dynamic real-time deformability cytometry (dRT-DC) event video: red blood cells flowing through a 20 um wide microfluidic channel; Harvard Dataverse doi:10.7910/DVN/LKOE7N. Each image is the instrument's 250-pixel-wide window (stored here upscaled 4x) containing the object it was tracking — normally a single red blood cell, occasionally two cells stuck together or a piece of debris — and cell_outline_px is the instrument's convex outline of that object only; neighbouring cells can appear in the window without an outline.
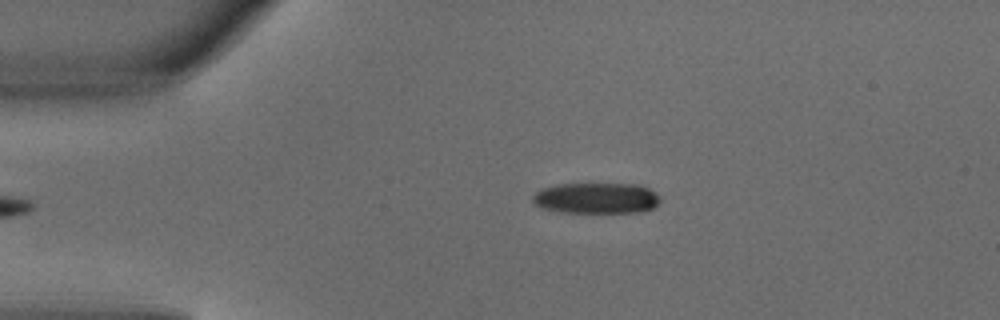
{"species": "common noctule bat (a hibernating species)", "species_latin": "Nyctalus noctula", "temperature_condition": "warm", "stored_images_in_passage": 4, "camera_frame_rate_fps": 3000, "um_per_image_px": 0.085, "animal": {"sex": "male", "body_mass_g": 18.8}, "frame": {"image": 1, "passage_image": 4, "time_ms": 1.0, "image_size_px": [1000, 320], "cell_outline_px": [[660, 204], [652, 208], [640, 212], [560, 212], [544, 208], [532, 204], [532, 196], [540, 188], [556, 184], [640, 184], [656, 192], [660, 196]], "centroid_in_image_um": [50.69, 16.83], "position_along_channel_um": 34.3, "area_um2": 23.18}}